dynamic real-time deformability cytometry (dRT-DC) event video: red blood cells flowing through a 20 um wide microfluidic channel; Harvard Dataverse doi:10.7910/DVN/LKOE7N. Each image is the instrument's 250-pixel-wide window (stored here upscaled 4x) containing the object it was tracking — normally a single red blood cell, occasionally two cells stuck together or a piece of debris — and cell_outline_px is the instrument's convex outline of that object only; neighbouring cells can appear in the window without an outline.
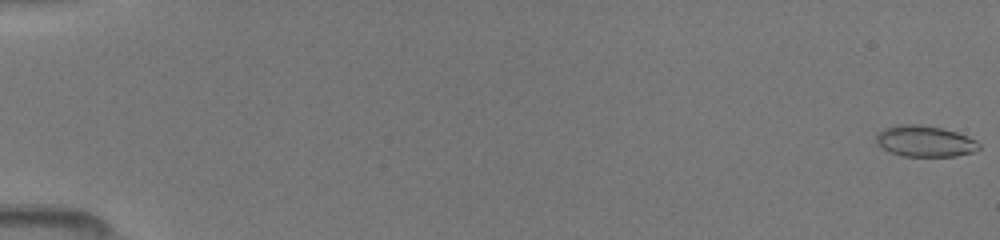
{"species": "common noctule bat (a hibernating species)", "species_latin": "Nyctalus noctula", "temperature_condition": "room temperature", "stored_images_in_passage": 6, "camera_frame_rate_fps": 3000, "um_per_image_px": 0.085, "animal": {"sex": "female", "body_mass_g": 19.5, "forearm_length_mm": 54.1}, "frame": {"image": 1, "passage_image": 1, "time_ms": 0.0, "image_size_px": [1000, 240], "cell_outline_px": [[980, 148], [976, 152], [956, 156], [904, 156], [892, 152], [884, 148], [876, 140], [876, 136], [884, 128], [896, 124], [916, 124], [940, 128], [956, 132], [976, 140], [980, 144]], "centroid_in_image_um": [78.66, 12.0], "position_along_channel_um": 6.3, "area_um2": 18.44}}
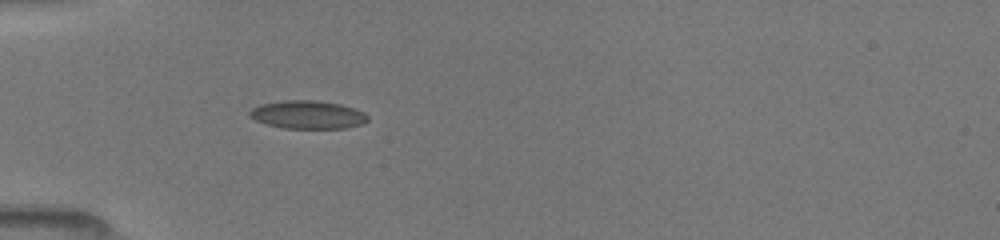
{"frame": {"image": 2, "passage_image": 6, "time_ms": 5.333, "image_size_px": [1000, 240], "cell_outline_px": [[368, 120], [360, 124], [344, 128], [284, 128], [268, 124], [256, 120], [248, 116], [248, 112], [252, 108], [260, 104], [284, 100], [312, 100], [340, 104], [364, 112], [368, 116]], "centroid_in_image_um": [26.12, 9.74], "position_along_channel_um": 58.9, "area_um2": 19.19}}